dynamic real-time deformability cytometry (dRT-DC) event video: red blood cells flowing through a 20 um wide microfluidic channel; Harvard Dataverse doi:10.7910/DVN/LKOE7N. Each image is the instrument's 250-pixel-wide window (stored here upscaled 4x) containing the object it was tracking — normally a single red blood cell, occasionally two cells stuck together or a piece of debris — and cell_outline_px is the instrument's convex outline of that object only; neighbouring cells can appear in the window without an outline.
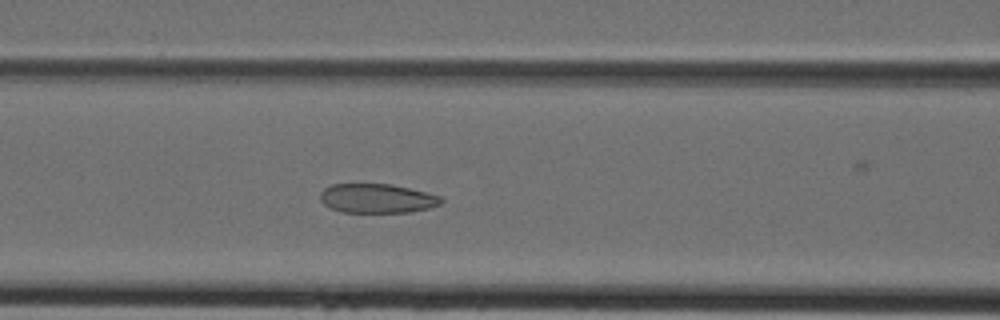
{"species": "Egyptian fruit bat (a non-hibernating species)", "species_latin": "Rousettus aegyptiacus", "temperature_condition": "cold", "stored_images_in_passage": 25, "camera_frame_rate_fps": 3000, "um_per_image_px": 0.085, "animal": {"sex": "female"}, "frame": {"image": 1, "passage_image": 9, "time_ms": 2.667, "image_size_px": [1000, 320], "cell_outline_px": [[444, 200], [440, 204], [428, 208], [408, 212], [340, 212], [324, 204], [320, 200], [320, 192], [324, 188], [332, 184], [392, 184], [428, 192], [440, 196]], "centroid_in_image_um": [32.05, 16.85], "position_along_channel_um": 134.6, "area_um2": 20.63}}
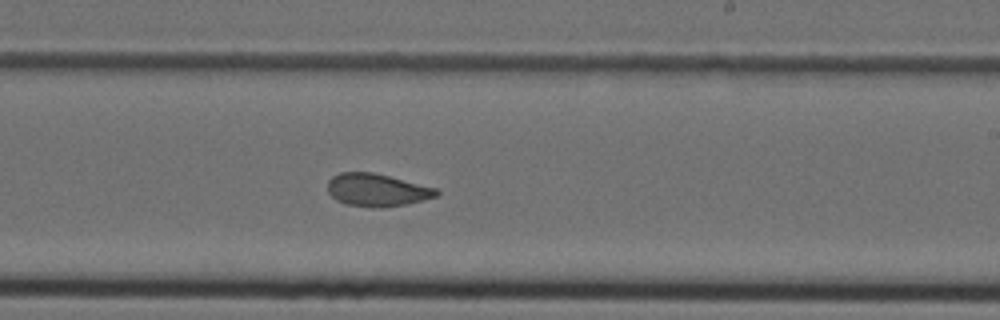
{"frame": {"image": 2, "passage_image": 17, "time_ms": 5.333, "image_size_px": [1000, 320], "cell_outline_px": [[440, 192], [436, 196], [424, 200], [408, 204], [380, 208], [344, 204], [336, 200], [328, 192], [328, 180], [332, 176], [340, 172], [372, 172], [436, 188]], "centroid_in_image_um": [32.02, 16.16], "position_along_channel_um": 257.0, "area_um2": 20.69}}
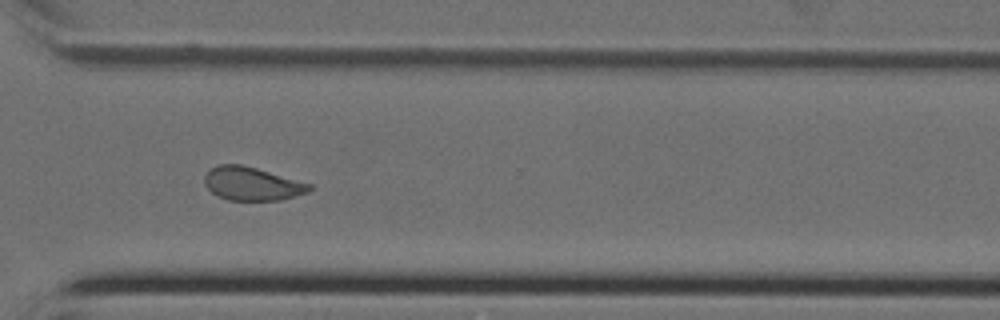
{"frame": {"image": 3, "passage_image": 23, "time_ms": 7.333, "image_size_px": [1000, 320], "cell_outline_px": [[312, 188], [308, 192], [296, 196], [280, 200], [228, 200], [216, 196], [204, 184], [204, 176], [212, 168], [220, 164], [240, 164], [256, 168], [312, 184]], "centroid_in_image_um": [21.42, 15.62], "position_along_channel_um": 349.2, "area_um2": 20.35}}